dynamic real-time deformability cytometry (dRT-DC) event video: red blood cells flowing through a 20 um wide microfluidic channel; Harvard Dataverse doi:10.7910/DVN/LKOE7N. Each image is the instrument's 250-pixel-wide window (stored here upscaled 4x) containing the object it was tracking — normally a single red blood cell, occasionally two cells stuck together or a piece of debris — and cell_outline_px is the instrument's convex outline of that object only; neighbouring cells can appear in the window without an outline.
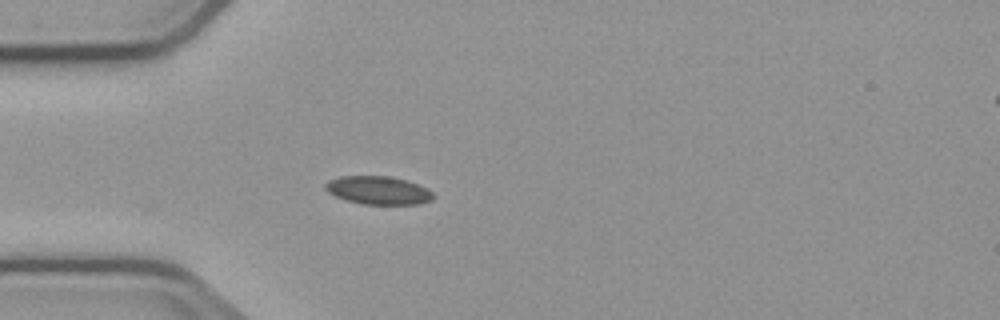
{"species": "common noctule bat (a hibernating species)", "species_latin": "Nyctalus noctula", "temperature_condition": "cold", "stored_images_in_passage": 1, "camera_frame_rate_fps": 3000, "um_per_image_px": 0.085, "animal": {"sex": "male", "body_mass_g": 23.1, "forearm_length_mm": 52.7}, "frame": {"image": 1, "passage_image": 1, "time_ms": 0.0, "image_size_px": [1000, 320], "cell_outline_px": [[436, 196], [432, 200], [420, 204], [360, 204], [344, 200], [328, 192], [324, 188], [324, 184], [328, 180], [340, 176], [392, 176], [408, 180], [428, 188]], "centroid_in_image_um": [32.17, 16.17], "position_along_channel_um": 52.8, "area_um2": 18.09}}